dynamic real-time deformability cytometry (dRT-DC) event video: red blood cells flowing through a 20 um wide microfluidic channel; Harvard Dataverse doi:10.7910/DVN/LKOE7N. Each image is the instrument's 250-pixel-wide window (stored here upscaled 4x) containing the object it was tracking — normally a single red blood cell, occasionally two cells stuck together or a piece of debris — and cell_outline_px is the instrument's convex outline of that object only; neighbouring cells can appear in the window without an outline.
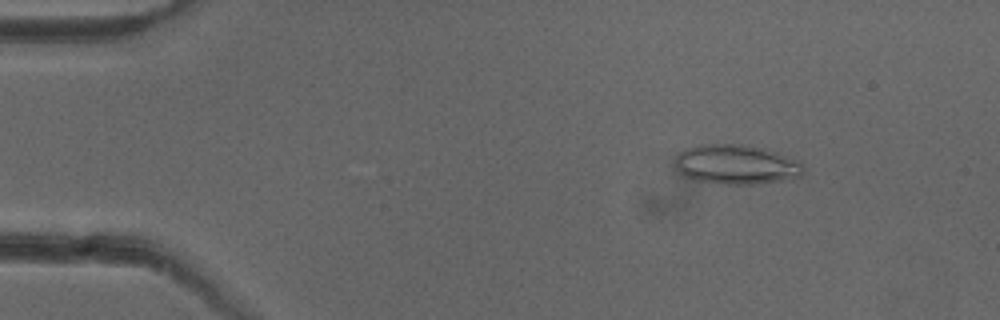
{"species": "common noctule bat (a hibernating species)", "species_latin": "Nyctalus noctula", "temperature_condition": "cold", "stored_images_in_passage": 48, "camera_frame_rate_fps": 3000, "um_per_image_px": 0.085, "animal": {"sex": "female"}, "frame": {"image": 1, "passage_image": 4, "time_ms": 1.0, "image_size_px": [1000, 320], "cell_outline_px": [[804, 172], [800, 176], [780, 180], [752, 184], [724, 184], [696, 180], [684, 176], [680, 172], [676, 164], [676, 156], [684, 148], [696, 144], [736, 144], [764, 148], [800, 160], [804, 168]], "centroid_in_image_um": [62.58, 13.96], "position_along_channel_um": 22.4, "area_um2": 29.54}}
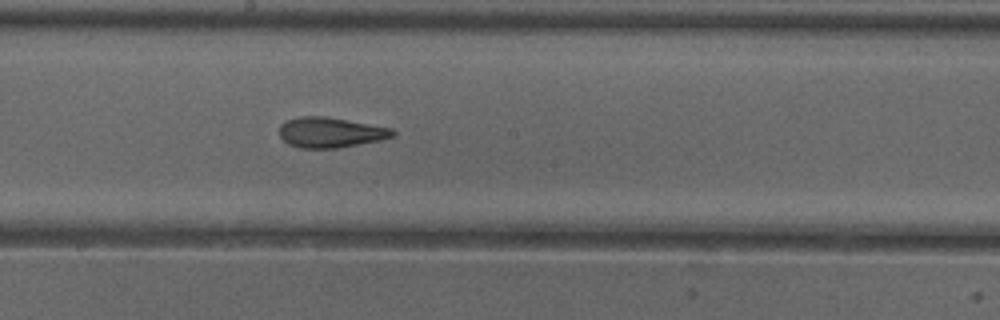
{"frame": {"image": 2, "passage_image": 25, "time_ms": 8.0, "image_size_px": [1000, 320], "cell_outline_px": [[396, 136], [380, 140], [336, 148], [300, 148], [288, 144], [280, 136], [280, 124], [284, 120], [300, 116], [324, 116], [392, 128], [396, 132]], "centroid_in_image_um": [28.08, 11.25], "position_along_channel_um": 220.1, "area_um2": 20.0}}
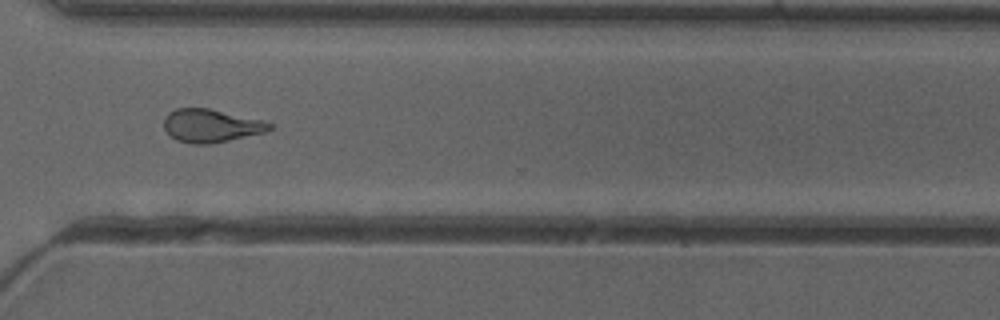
{"frame": {"image": 3, "passage_image": 35, "time_ms": 11.333, "image_size_px": [1000, 320], "cell_outline_px": [[272, 128], [264, 132], [228, 140], [208, 144], [192, 144], [176, 140], [164, 128], [164, 116], [168, 112], [176, 108], [208, 108], [260, 120], [272, 124]], "centroid_in_image_um": [17.87, 10.68], "position_along_channel_um": 352.7, "area_um2": 20.06}, "authors_computed_cell_mechanics": {"area_um2": 20.6924, "velocity_mm_per_s": 3.9887, "shape_relaxation_time_tau1_ms": null, "shape_relaxation_time_tau2_ms": 1.8265, "deformation_change_tau1": null, "deformation_change_tau2": 0.0916}}